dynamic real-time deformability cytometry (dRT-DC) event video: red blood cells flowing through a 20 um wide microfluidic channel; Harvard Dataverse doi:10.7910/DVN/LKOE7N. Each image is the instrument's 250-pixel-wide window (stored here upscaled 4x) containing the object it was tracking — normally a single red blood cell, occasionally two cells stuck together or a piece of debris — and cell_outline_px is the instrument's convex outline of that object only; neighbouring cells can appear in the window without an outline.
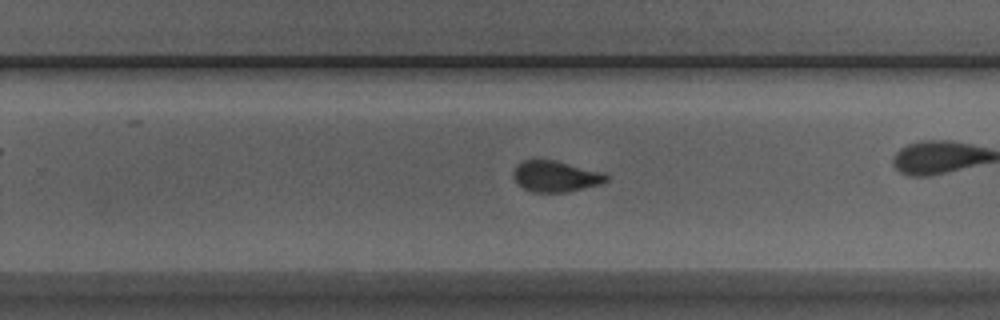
{"species": "Egyptian fruit bat (a non-hibernating species)", "species_latin": "Rousettus aegyptiacus", "temperature_condition": "room temperature", "stored_images_in_passage": 45, "camera_frame_rate_fps": 3000, "um_per_image_px": 0.085, "animal": {"sex": "male"}, "frame": {"image": 1, "passage_image": 25, "time_ms": 8.0, "image_size_px": [1000, 320], "cell_outline_px": [[608, 180], [600, 184], [568, 192], [532, 192], [524, 188], [512, 176], [512, 172], [516, 164], [524, 160], [552, 160], [600, 172], [608, 176]], "centroid_in_image_um": [47.18, 15.0], "position_along_channel_um": 282.6, "area_um2": 16.47}}
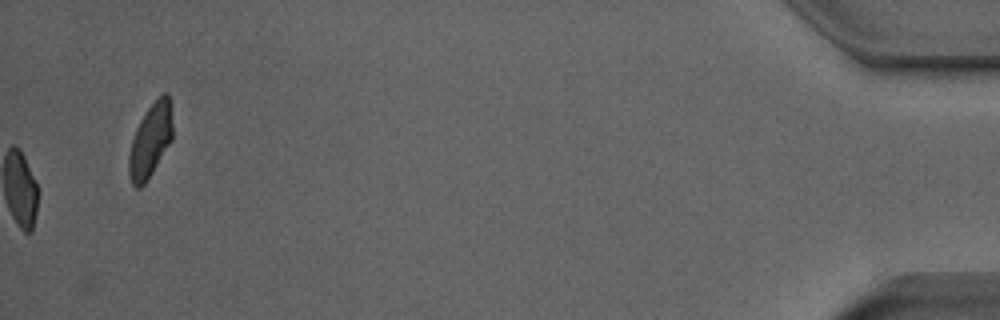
{"frame": {"image": 2, "passage_image": 45, "time_ms": 14.667, "image_size_px": [1000, 320], "cell_outline_px": [[172, 140], [152, 172], [144, 184], [140, 188], [136, 188], [132, 184], [128, 172], [128, 156], [132, 140], [136, 128], [140, 120], [148, 108], [164, 92], [168, 92], [172, 124]], "centroid_in_image_um": [12.77, 11.96], "position_along_channel_um": 422.4, "area_um2": 18.5}, "authors_computed_cell_mechanics": {"area_um2": 17.34, "velocity_mm_per_s": 3.9371, "shape_relaxation_time_tau1_ms": 9.5162, "shape_relaxation_time_tau2_ms": 1.0258, "deformation_change_tau1": 0.1855, "deformation_change_tau2": 0.0675}}